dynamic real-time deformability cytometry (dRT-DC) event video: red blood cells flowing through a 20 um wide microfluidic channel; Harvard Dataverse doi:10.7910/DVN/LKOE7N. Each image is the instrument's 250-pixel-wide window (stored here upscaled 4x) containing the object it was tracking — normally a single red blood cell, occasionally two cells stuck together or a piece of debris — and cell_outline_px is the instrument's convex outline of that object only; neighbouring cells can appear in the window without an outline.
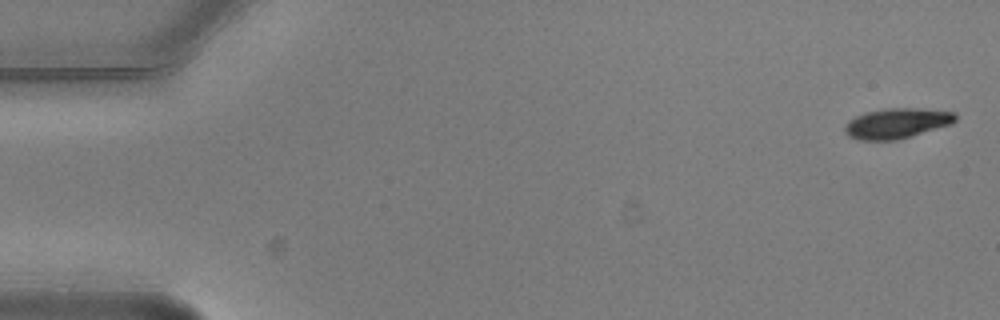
{"species": "common noctule bat (a hibernating species)", "species_latin": "Nyctalus noctula", "temperature_condition": "warm", "stored_images_in_passage": 4, "camera_frame_rate_fps": 3000, "um_per_image_px": 0.085, "animal": {"sex": "male", "body_mass_g": 20.5, "forearm_length_mm": 52.5}, "frame": {"image": 1, "passage_image": 1, "time_ms": 0.0, "image_size_px": [1000, 320], "cell_outline_px": [[956, 120], [952, 124], [896, 140], [860, 140], [848, 136], [844, 132], [844, 124], [848, 120], [864, 112], [884, 108], [920, 108], [956, 112]], "centroid_in_image_um": [76.2, 10.47], "position_along_channel_um": 8.8, "area_um2": 19.65}}
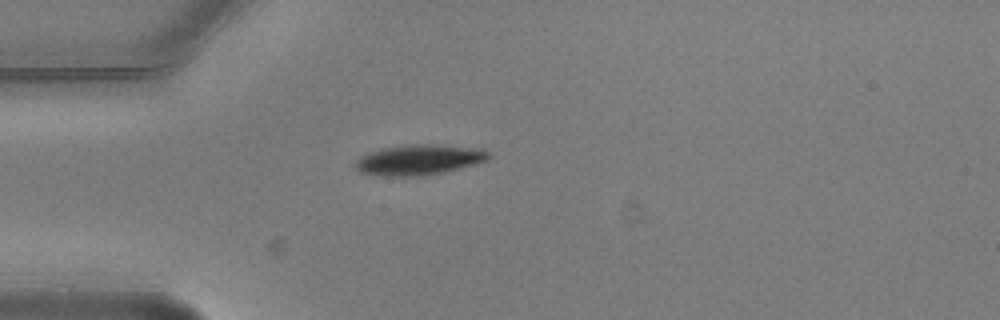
{"frame": {"image": 2, "passage_image": 4, "time_ms": 1.0, "image_size_px": [1000, 320], "cell_outline_px": [[492, 156], [488, 160], [476, 164], [444, 172], [420, 176], [384, 176], [360, 172], [352, 164], [360, 156], [384, 148], [416, 144], [432, 144], [484, 148]], "centroid_in_image_um": [35.66, 13.58], "position_along_channel_um": 49.3, "area_um2": 23.64}}